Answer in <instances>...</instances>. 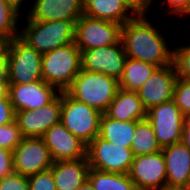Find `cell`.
<instances>
[{
	"mask_svg": "<svg viewBox=\"0 0 190 190\" xmlns=\"http://www.w3.org/2000/svg\"><path fill=\"white\" fill-rule=\"evenodd\" d=\"M149 14L151 12L141 11L122 25L121 41L126 56L157 67L170 65L172 64V47L174 45L168 43L172 37L167 34V28H165L164 34V27H159L156 19L154 23V17H149ZM167 35L169 39H166Z\"/></svg>",
	"mask_w": 190,
	"mask_h": 190,
	"instance_id": "1",
	"label": "cell"
},
{
	"mask_svg": "<svg viewBox=\"0 0 190 190\" xmlns=\"http://www.w3.org/2000/svg\"><path fill=\"white\" fill-rule=\"evenodd\" d=\"M118 90V79L81 69L66 92L77 101L105 113Z\"/></svg>",
	"mask_w": 190,
	"mask_h": 190,
	"instance_id": "2",
	"label": "cell"
},
{
	"mask_svg": "<svg viewBox=\"0 0 190 190\" xmlns=\"http://www.w3.org/2000/svg\"><path fill=\"white\" fill-rule=\"evenodd\" d=\"M43 80L59 92H66L81 70V50L70 43L42 54Z\"/></svg>",
	"mask_w": 190,
	"mask_h": 190,
	"instance_id": "3",
	"label": "cell"
},
{
	"mask_svg": "<svg viewBox=\"0 0 190 190\" xmlns=\"http://www.w3.org/2000/svg\"><path fill=\"white\" fill-rule=\"evenodd\" d=\"M19 37L40 54L74 42L75 22L24 21Z\"/></svg>",
	"mask_w": 190,
	"mask_h": 190,
	"instance_id": "4",
	"label": "cell"
},
{
	"mask_svg": "<svg viewBox=\"0 0 190 190\" xmlns=\"http://www.w3.org/2000/svg\"><path fill=\"white\" fill-rule=\"evenodd\" d=\"M102 114L72 98L67 92H61L60 122L86 145L99 136Z\"/></svg>",
	"mask_w": 190,
	"mask_h": 190,
	"instance_id": "5",
	"label": "cell"
},
{
	"mask_svg": "<svg viewBox=\"0 0 190 190\" xmlns=\"http://www.w3.org/2000/svg\"><path fill=\"white\" fill-rule=\"evenodd\" d=\"M42 54L19 36L8 42L9 84H30L43 80Z\"/></svg>",
	"mask_w": 190,
	"mask_h": 190,
	"instance_id": "6",
	"label": "cell"
},
{
	"mask_svg": "<svg viewBox=\"0 0 190 190\" xmlns=\"http://www.w3.org/2000/svg\"><path fill=\"white\" fill-rule=\"evenodd\" d=\"M86 158L92 169L128 174L134 155L131 148L111 144L97 136L87 145Z\"/></svg>",
	"mask_w": 190,
	"mask_h": 190,
	"instance_id": "7",
	"label": "cell"
},
{
	"mask_svg": "<svg viewBox=\"0 0 190 190\" xmlns=\"http://www.w3.org/2000/svg\"><path fill=\"white\" fill-rule=\"evenodd\" d=\"M122 25L82 15L75 22L74 43L82 50L113 45L121 40Z\"/></svg>",
	"mask_w": 190,
	"mask_h": 190,
	"instance_id": "8",
	"label": "cell"
},
{
	"mask_svg": "<svg viewBox=\"0 0 190 190\" xmlns=\"http://www.w3.org/2000/svg\"><path fill=\"white\" fill-rule=\"evenodd\" d=\"M147 119L161 148L181 142L185 116L173 100L148 110Z\"/></svg>",
	"mask_w": 190,
	"mask_h": 190,
	"instance_id": "9",
	"label": "cell"
},
{
	"mask_svg": "<svg viewBox=\"0 0 190 190\" xmlns=\"http://www.w3.org/2000/svg\"><path fill=\"white\" fill-rule=\"evenodd\" d=\"M12 152L14 172L24 177L48 170L54 162L42 137H23Z\"/></svg>",
	"mask_w": 190,
	"mask_h": 190,
	"instance_id": "10",
	"label": "cell"
},
{
	"mask_svg": "<svg viewBox=\"0 0 190 190\" xmlns=\"http://www.w3.org/2000/svg\"><path fill=\"white\" fill-rule=\"evenodd\" d=\"M127 56L120 40L104 47L81 51V69L102 73L119 79L122 75Z\"/></svg>",
	"mask_w": 190,
	"mask_h": 190,
	"instance_id": "11",
	"label": "cell"
},
{
	"mask_svg": "<svg viewBox=\"0 0 190 190\" xmlns=\"http://www.w3.org/2000/svg\"><path fill=\"white\" fill-rule=\"evenodd\" d=\"M130 179L136 190H159L166 185V163L162 150L153 154L134 157Z\"/></svg>",
	"mask_w": 190,
	"mask_h": 190,
	"instance_id": "12",
	"label": "cell"
},
{
	"mask_svg": "<svg viewBox=\"0 0 190 190\" xmlns=\"http://www.w3.org/2000/svg\"><path fill=\"white\" fill-rule=\"evenodd\" d=\"M177 78L173 63L154 70L152 75L136 90L146 111L173 100Z\"/></svg>",
	"mask_w": 190,
	"mask_h": 190,
	"instance_id": "13",
	"label": "cell"
},
{
	"mask_svg": "<svg viewBox=\"0 0 190 190\" xmlns=\"http://www.w3.org/2000/svg\"><path fill=\"white\" fill-rule=\"evenodd\" d=\"M144 10L142 0H83V15L120 25Z\"/></svg>",
	"mask_w": 190,
	"mask_h": 190,
	"instance_id": "14",
	"label": "cell"
},
{
	"mask_svg": "<svg viewBox=\"0 0 190 190\" xmlns=\"http://www.w3.org/2000/svg\"><path fill=\"white\" fill-rule=\"evenodd\" d=\"M31 5L23 13L22 21L76 22L83 15V0H31Z\"/></svg>",
	"mask_w": 190,
	"mask_h": 190,
	"instance_id": "15",
	"label": "cell"
},
{
	"mask_svg": "<svg viewBox=\"0 0 190 190\" xmlns=\"http://www.w3.org/2000/svg\"><path fill=\"white\" fill-rule=\"evenodd\" d=\"M59 94L60 92L55 87L44 80L8 86V97L15 112L42 108Z\"/></svg>",
	"mask_w": 190,
	"mask_h": 190,
	"instance_id": "16",
	"label": "cell"
},
{
	"mask_svg": "<svg viewBox=\"0 0 190 190\" xmlns=\"http://www.w3.org/2000/svg\"><path fill=\"white\" fill-rule=\"evenodd\" d=\"M60 117L61 92L42 108L15 112V120L23 137H42L50 127L60 122Z\"/></svg>",
	"mask_w": 190,
	"mask_h": 190,
	"instance_id": "17",
	"label": "cell"
},
{
	"mask_svg": "<svg viewBox=\"0 0 190 190\" xmlns=\"http://www.w3.org/2000/svg\"><path fill=\"white\" fill-rule=\"evenodd\" d=\"M42 139L54 162L86 158L87 145L73 135L61 122L50 127Z\"/></svg>",
	"mask_w": 190,
	"mask_h": 190,
	"instance_id": "18",
	"label": "cell"
},
{
	"mask_svg": "<svg viewBox=\"0 0 190 190\" xmlns=\"http://www.w3.org/2000/svg\"><path fill=\"white\" fill-rule=\"evenodd\" d=\"M166 163V185L190 187V150L182 143L162 148Z\"/></svg>",
	"mask_w": 190,
	"mask_h": 190,
	"instance_id": "19",
	"label": "cell"
},
{
	"mask_svg": "<svg viewBox=\"0 0 190 190\" xmlns=\"http://www.w3.org/2000/svg\"><path fill=\"white\" fill-rule=\"evenodd\" d=\"M57 190H75L88 180L87 158L53 162L50 168Z\"/></svg>",
	"mask_w": 190,
	"mask_h": 190,
	"instance_id": "20",
	"label": "cell"
},
{
	"mask_svg": "<svg viewBox=\"0 0 190 190\" xmlns=\"http://www.w3.org/2000/svg\"><path fill=\"white\" fill-rule=\"evenodd\" d=\"M105 114L119 121H139L147 118V111L136 91L119 89Z\"/></svg>",
	"mask_w": 190,
	"mask_h": 190,
	"instance_id": "21",
	"label": "cell"
},
{
	"mask_svg": "<svg viewBox=\"0 0 190 190\" xmlns=\"http://www.w3.org/2000/svg\"><path fill=\"white\" fill-rule=\"evenodd\" d=\"M137 121H119L105 113L100 119L99 136L111 144L130 148Z\"/></svg>",
	"mask_w": 190,
	"mask_h": 190,
	"instance_id": "22",
	"label": "cell"
},
{
	"mask_svg": "<svg viewBox=\"0 0 190 190\" xmlns=\"http://www.w3.org/2000/svg\"><path fill=\"white\" fill-rule=\"evenodd\" d=\"M156 68L153 64L127 57L122 75L118 79L119 89L138 90Z\"/></svg>",
	"mask_w": 190,
	"mask_h": 190,
	"instance_id": "23",
	"label": "cell"
},
{
	"mask_svg": "<svg viewBox=\"0 0 190 190\" xmlns=\"http://www.w3.org/2000/svg\"><path fill=\"white\" fill-rule=\"evenodd\" d=\"M132 139L130 148L134 157L153 154L162 150L155 136L152 124L147 118L136 122Z\"/></svg>",
	"mask_w": 190,
	"mask_h": 190,
	"instance_id": "24",
	"label": "cell"
},
{
	"mask_svg": "<svg viewBox=\"0 0 190 190\" xmlns=\"http://www.w3.org/2000/svg\"><path fill=\"white\" fill-rule=\"evenodd\" d=\"M23 13L8 0H0V41L9 42L20 34Z\"/></svg>",
	"mask_w": 190,
	"mask_h": 190,
	"instance_id": "25",
	"label": "cell"
},
{
	"mask_svg": "<svg viewBox=\"0 0 190 190\" xmlns=\"http://www.w3.org/2000/svg\"><path fill=\"white\" fill-rule=\"evenodd\" d=\"M88 181L95 190H136L128 174L109 173L90 168Z\"/></svg>",
	"mask_w": 190,
	"mask_h": 190,
	"instance_id": "26",
	"label": "cell"
},
{
	"mask_svg": "<svg viewBox=\"0 0 190 190\" xmlns=\"http://www.w3.org/2000/svg\"><path fill=\"white\" fill-rule=\"evenodd\" d=\"M190 36V35H189ZM190 42V38L188 40ZM180 43L174 45L172 63L175 67L177 77L190 79V43ZM180 45V46H178Z\"/></svg>",
	"mask_w": 190,
	"mask_h": 190,
	"instance_id": "27",
	"label": "cell"
},
{
	"mask_svg": "<svg viewBox=\"0 0 190 190\" xmlns=\"http://www.w3.org/2000/svg\"><path fill=\"white\" fill-rule=\"evenodd\" d=\"M23 136L16 120L0 125V148L13 151L22 141Z\"/></svg>",
	"mask_w": 190,
	"mask_h": 190,
	"instance_id": "28",
	"label": "cell"
},
{
	"mask_svg": "<svg viewBox=\"0 0 190 190\" xmlns=\"http://www.w3.org/2000/svg\"><path fill=\"white\" fill-rule=\"evenodd\" d=\"M173 101L184 116L190 115V79L177 78Z\"/></svg>",
	"mask_w": 190,
	"mask_h": 190,
	"instance_id": "29",
	"label": "cell"
},
{
	"mask_svg": "<svg viewBox=\"0 0 190 190\" xmlns=\"http://www.w3.org/2000/svg\"><path fill=\"white\" fill-rule=\"evenodd\" d=\"M29 190H57L51 169L28 177Z\"/></svg>",
	"mask_w": 190,
	"mask_h": 190,
	"instance_id": "30",
	"label": "cell"
},
{
	"mask_svg": "<svg viewBox=\"0 0 190 190\" xmlns=\"http://www.w3.org/2000/svg\"><path fill=\"white\" fill-rule=\"evenodd\" d=\"M160 1H161V4L157 5V6L160 5V7H157L156 11L158 12L157 14L159 15L158 18H161V20H162V17H166V16L168 17V15L171 17L173 16V18H177L183 12V10L185 9V7L188 5V2H189V0H160ZM158 8L160 9V12L163 11L161 12L163 13V16L160 15L161 13H159Z\"/></svg>",
	"mask_w": 190,
	"mask_h": 190,
	"instance_id": "31",
	"label": "cell"
},
{
	"mask_svg": "<svg viewBox=\"0 0 190 190\" xmlns=\"http://www.w3.org/2000/svg\"><path fill=\"white\" fill-rule=\"evenodd\" d=\"M0 190H29L28 177L12 173L0 179Z\"/></svg>",
	"mask_w": 190,
	"mask_h": 190,
	"instance_id": "32",
	"label": "cell"
},
{
	"mask_svg": "<svg viewBox=\"0 0 190 190\" xmlns=\"http://www.w3.org/2000/svg\"><path fill=\"white\" fill-rule=\"evenodd\" d=\"M14 173L13 152L0 148V179Z\"/></svg>",
	"mask_w": 190,
	"mask_h": 190,
	"instance_id": "33",
	"label": "cell"
},
{
	"mask_svg": "<svg viewBox=\"0 0 190 190\" xmlns=\"http://www.w3.org/2000/svg\"><path fill=\"white\" fill-rule=\"evenodd\" d=\"M15 120V111L9 98H0V125H6Z\"/></svg>",
	"mask_w": 190,
	"mask_h": 190,
	"instance_id": "34",
	"label": "cell"
},
{
	"mask_svg": "<svg viewBox=\"0 0 190 190\" xmlns=\"http://www.w3.org/2000/svg\"><path fill=\"white\" fill-rule=\"evenodd\" d=\"M0 82H9L8 43L0 41Z\"/></svg>",
	"mask_w": 190,
	"mask_h": 190,
	"instance_id": "35",
	"label": "cell"
},
{
	"mask_svg": "<svg viewBox=\"0 0 190 190\" xmlns=\"http://www.w3.org/2000/svg\"><path fill=\"white\" fill-rule=\"evenodd\" d=\"M181 142L190 150V115L185 116Z\"/></svg>",
	"mask_w": 190,
	"mask_h": 190,
	"instance_id": "36",
	"label": "cell"
},
{
	"mask_svg": "<svg viewBox=\"0 0 190 190\" xmlns=\"http://www.w3.org/2000/svg\"><path fill=\"white\" fill-rule=\"evenodd\" d=\"M13 3L17 8L24 12L29 8L31 0H8ZM27 2V3H26ZM29 3V4H28ZM27 6V7H26Z\"/></svg>",
	"mask_w": 190,
	"mask_h": 190,
	"instance_id": "37",
	"label": "cell"
},
{
	"mask_svg": "<svg viewBox=\"0 0 190 190\" xmlns=\"http://www.w3.org/2000/svg\"><path fill=\"white\" fill-rule=\"evenodd\" d=\"M8 86H9V82H0V98H9Z\"/></svg>",
	"mask_w": 190,
	"mask_h": 190,
	"instance_id": "38",
	"label": "cell"
},
{
	"mask_svg": "<svg viewBox=\"0 0 190 190\" xmlns=\"http://www.w3.org/2000/svg\"><path fill=\"white\" fill-rule=\"evenodd\" d=\"M144 3H145V11L146 12H150L152 11L151 9H153L155 6H154V3H156V0H142ZM153 6V8H152Z\"/></svg>",
	"mask_w": 190,
	"mask_h": 190,
	"instance_id": "39",
	"label": "cell"
},
{
	"mask_svg": "<svg viewBox=\"0 0 190 190\" xmlns=\"http://www.w3.org/2000/svg\"><path fill=\"white\" fill-rule=\"evenodd\" d=\"M159 190H190V187H178L165 185Z\"/></svg>",
	"mask_w": 190,
	"mask_h": 190,
	"instance_id": "40",
	"label": "cell"
},
{
	"mask_svg": "<svg viewBox=\"0 0 190 190\" xmlns=\"http://www.w3.org/2000/svg\"><path fill=\"white\" fill-rule=\"evenodd\" d=\"M184 16H187V17H184ZM181 17H184L183 19H186L188 17L190 18V0L188 2V5L183 10V12L177 18L179 19Z\"/></svg>",
	"mask_w": 190,
	"mask_h": 190,
	"instance_id": "41",
	"label": "cell"
},
{
	"mask_svg": "<svg viewBox=\"0 0 190 190\" xmlns=\"http://www.w3.org/2000/svg\"><path fill=\"white\" fill-rule=\"evenodd\" d=\"M75 190H95L91 183L87 180L83 185L79 186Z\"/></svg>",
	"mask_w": 190,
	"mask_h": 190,
	"instance_id": "42",
	"label": "cell"
}]
</instances>
